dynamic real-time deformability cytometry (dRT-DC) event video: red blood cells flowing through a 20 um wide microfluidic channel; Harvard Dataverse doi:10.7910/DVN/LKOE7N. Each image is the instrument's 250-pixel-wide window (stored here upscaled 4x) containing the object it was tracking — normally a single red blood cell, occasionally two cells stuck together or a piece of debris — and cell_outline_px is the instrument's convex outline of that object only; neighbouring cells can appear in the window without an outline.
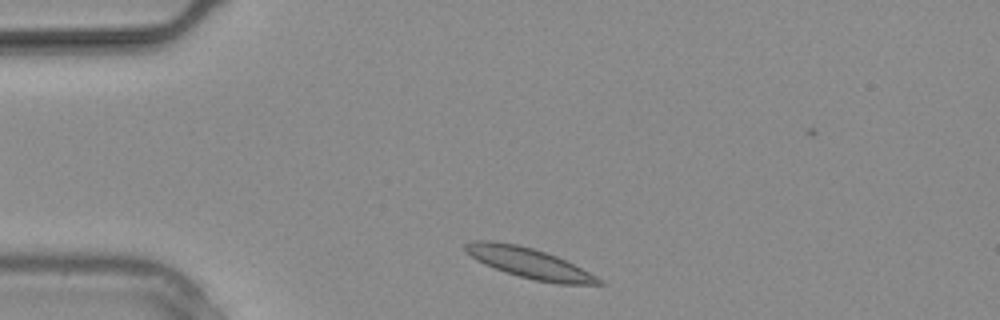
{"species": "common noctule bat (a hibernating species)", "species_latin": "Nyctalus noctula", "temperature_condition": "warm", "stored_images_in_passage": 7, "camera_frame_rate_fps": 3000, "um_per_image_px": 0.085, "animal": {"sex": "male", "body_mass_g": 20.4}, "frame": {"image": 1, "passage_image": 2, "time_ms": 0.333, "image_size_px": [1000, 320], "cell_outline_px": [[608, 284], [556, 284], [536, 280], [520, 276], [484, 264], [476, 260], [464, 248], [464, 244], [476, 240], [488, 240], [516, 244], [532, 248], [556, 256], [604, 280]], "centroid_in_image_um": [45.0, 22.36], "position_along_channel_um": 40.0, "area_um2": 23.0}}
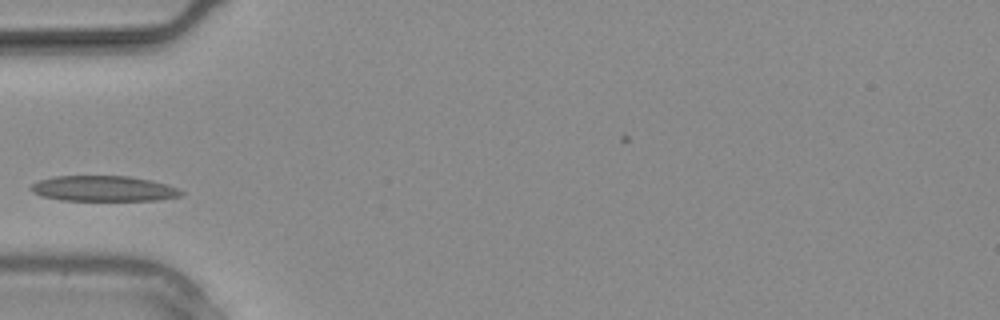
{"frame": {"image": 2, "passage_image": 5, "time_ms": 1.333, "image_size_px": [1000, 320], "cell_outline_px": [[184, 192], [180, 196], [160, 200], [60, 200], [44, 196], [32, 192], [28, 188], [32, 184], [40, 180], [56, 176], [128, 176], [152, 180], [168, 184]], "centroid_in_image_um": [8.82, 16.02], "position_along_channel_um": 76.2, "area_um2": 22.25}}